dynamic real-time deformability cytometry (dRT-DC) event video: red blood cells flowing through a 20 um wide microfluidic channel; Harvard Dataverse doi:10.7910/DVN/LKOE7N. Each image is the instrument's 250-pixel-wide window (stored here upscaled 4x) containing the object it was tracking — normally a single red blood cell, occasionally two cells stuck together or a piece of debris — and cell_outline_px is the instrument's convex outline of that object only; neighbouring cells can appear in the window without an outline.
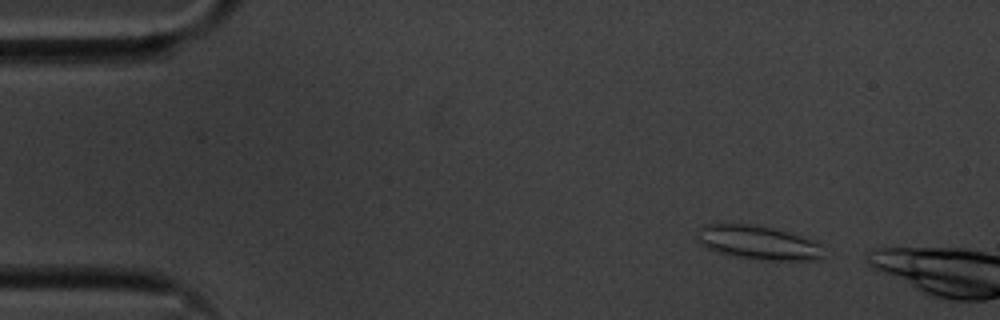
{"species": "common noctule bat (a hibernating species)", "species_latin": "Nyctalus noctula", "temperature_condition": "cold", "stored_images_in_passage": 9, "camera_frame_rate_fps": 3000, "um_per_image_px": 0.085, "animal": {"sex": "male", "body_mass_g": 20.1, "forearm_length_mm": 53.5}, "frame": {"image": 1, "passage_image": 1, "time_ms": 0.0, "image_size_px": [1000, 320], "cell_outline_px": [[824, 256], [808, 260], [764, 260], [732, 256], [716, 252], [700, 244], [696, 240], [696, 236], [700, 228], [704, 224], [756, 224], [772, 228], [812, 240], [820, 244]], "centroid_in_image_um": [64.37, 20.62], "position_along_channel_um": 20.6, "area_um2": 24.8}}